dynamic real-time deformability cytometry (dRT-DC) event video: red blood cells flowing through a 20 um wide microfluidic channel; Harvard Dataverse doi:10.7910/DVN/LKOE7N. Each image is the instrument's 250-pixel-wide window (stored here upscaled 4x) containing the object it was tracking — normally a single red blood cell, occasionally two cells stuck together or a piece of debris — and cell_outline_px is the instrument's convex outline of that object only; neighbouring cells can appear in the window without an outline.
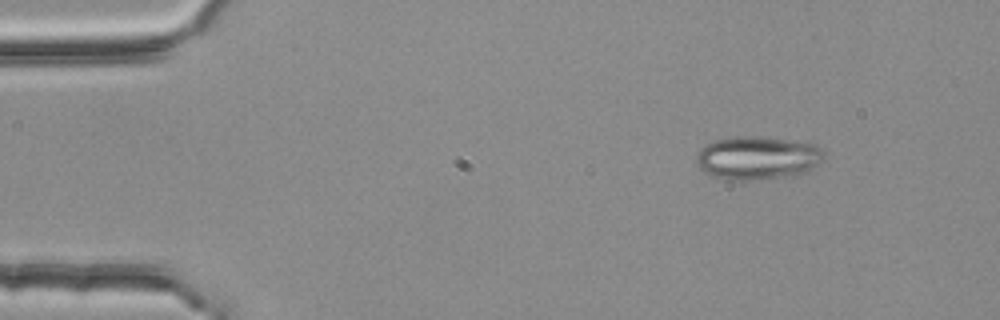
{"species": "common noctule bat (a hibernating species)", "species_latin": "Nyctalus noctula", "temperature_condition": "room temperature", "stored_images_in_passage": 49, "camera_frame_rate_fps": 3000, "um_per_image_px": 0.085, "animal": {"sex": "female", "body_mass_g": 25.1}, "frame": {"image": 1, "passage_image": 1, "time_ms": 0.0, "image_size_px": [1000, 320], "cell_outline_px": [[824, 160], [808, 172], [796, 176], [748, 180], [732, 180], [716, 176], [704, 172], [696, 164], [696, 156], [708, 144], [716, 140], [740, 136], [760, 136], [788, 140], [812, 144], [820, 148], [824, 152]], "centroid_in_image_um": [64.44, 13.44], "position_along_channel_um": 20.6, "area_um2": 32.08}}
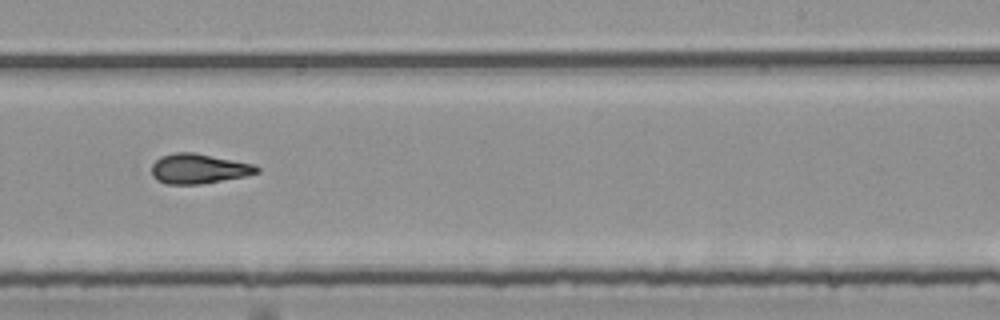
{"frame": {"image": 2, "passage_image": 28, "time_ms": 9.0, "image_size_px": [1000, 320], "cell_outline_px": [[260, 172], [248, 176], [200, 184], [168, 184], [156, 180], [152, 176], [152, 164], [160, 156], [176, 152], [192, 152], [256, 164], [260, 168]], "centroid_in_image_um": [16.92, 14.34], "position_along_channel_um": 272.1, "area_um2": 18.5}}
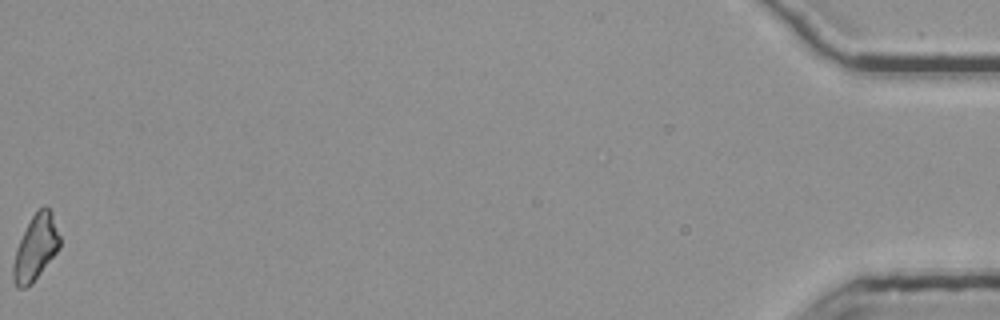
{"frame": {"image": 3, "passage_image": 49, "time_ms": 16.0, "image_size_px": [1000, 320], "cell_outline_px": [[60, 248], [32, 284], [24, 288], [16, 288], [12, 280], [12, 264], [16, 248], [32, 216], [44, 204], [52, 212], [60, 236]], "centroid_in_image_um": [3.02, 21.09], "position_along_channel_um": 432.2, "area_um2": 17.8}, "authors_computed_cell_mechanics": {"area_um2": 17.918, "velocity_mm_per_s": 3.7713, "shape_relaxation_time_tau1_ms": null, "shape_relaxation_time_tau2_ms": 3.5089, "deformation_change_tau1": null, "deformation_change_tau2": 0.1244}}